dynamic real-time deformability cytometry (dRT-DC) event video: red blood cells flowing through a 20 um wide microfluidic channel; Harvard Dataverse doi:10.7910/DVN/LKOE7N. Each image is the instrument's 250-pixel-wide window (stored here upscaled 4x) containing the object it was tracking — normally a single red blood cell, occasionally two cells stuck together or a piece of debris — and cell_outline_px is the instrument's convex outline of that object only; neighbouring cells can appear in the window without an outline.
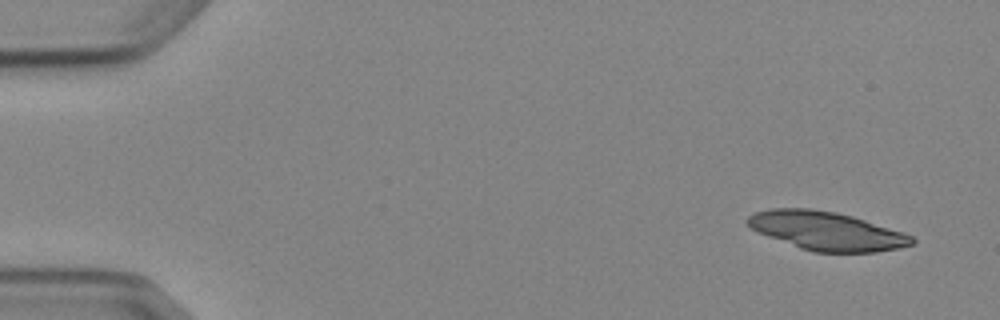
{"species": "Egyptian fruit bat (a non-hibernating species)", "species_latin": "Rousettus aegyptiacus", "temperature_condition": "cold", "stored_images_in_passage": 4, "camera_frame_rate_fps": 3000, "um_per_image_px": 0.085, "animal": {"sex": "female"}, "frame": {"image": 1, "passage_image": 1, "time_ms": 0.0, "image_size_px": [1000, 320], "cell_outline_px": [[916, 240], [912, 244], [900, 248], [876, 252], [812, 252], [800, 248], [768, 236], [752, 228], [744, 220], [748, 216], [756, 212], [772, 208], [808, 208], [836, 212], [852, 216], [904, 232], [912, 236]], "centroid_in_image_um": [70.28, 19.63], "position_along_channel_um": 14.7, "area_um2": 36.76}}